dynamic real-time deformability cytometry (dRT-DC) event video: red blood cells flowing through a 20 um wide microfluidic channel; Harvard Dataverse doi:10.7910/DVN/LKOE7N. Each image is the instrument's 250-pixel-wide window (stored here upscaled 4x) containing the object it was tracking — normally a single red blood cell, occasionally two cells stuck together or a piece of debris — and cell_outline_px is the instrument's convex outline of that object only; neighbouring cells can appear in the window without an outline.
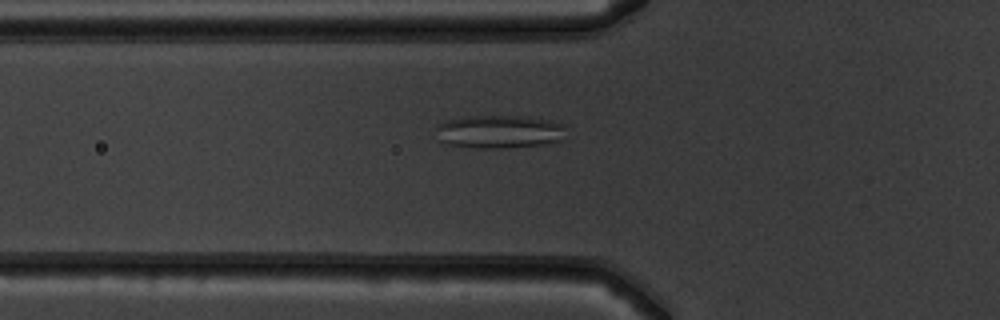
{"species": "common noctule bat (a hibernating species)", "species_latin": "Nyctalus noctula", "temperature_condition": "warm", "stored_images_in_passage": 53, "camera_frame_rate_fps": 3000, "um_per_image_px": 0.085, "animal": {"sex": "male", "body_mass_g": 19.5, "forearm_length_mm": 54.6}, "frame": {"image": 1, "passage_image": 20, "time_ms": 6.333, "image_size_px": [1000, 320], "cell_outline_px": [[568, 140], [540, 144], [500, 148], [480, 148], [448, 144], [440, 140], [436, 128], [444, 120], [464, 116], [528, 116], [552, 120], [568, 124]], "centroid_in_image_um": [42.59, 11.17], "position_along_channel_um": 83.2, "area_um2": 25.72}}
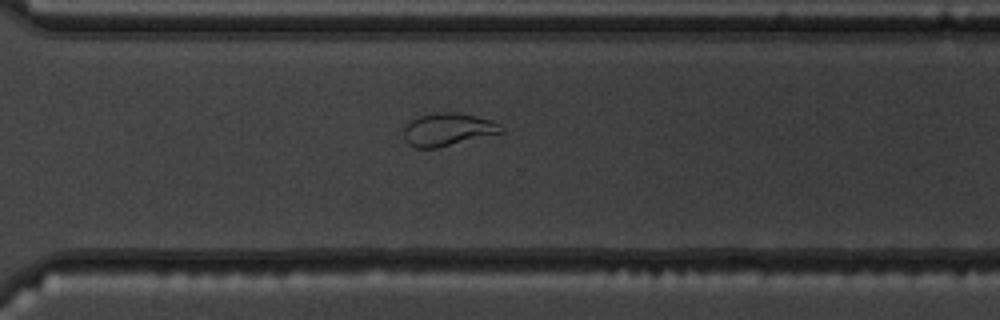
{"frame": {"image": 2, "passage_image": 39, "time_ms": 12.667, "image_size_px": [1000, 320], "cell_outline_px": [[504, 132], [436, 148], [416, 148], [408, 144], [404, 140], [404, 124], [408, 120], [416, 116], [436, 112], [456, 112], [476, 116], [492, 120], [500, 124], [504, 128]], "centroid_in_image_um": [38.02, 10.99], "position_along_channel_um": 332.6, "area_um2": 18.9}}
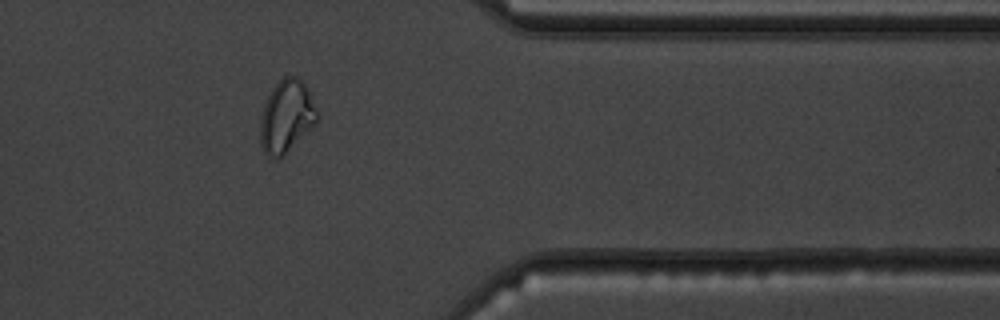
{"frame": {"image": 3, "passage_image": 44, "time_ms": 14.333, "image_size_px": [1000, 320], "cell_outline_px": [[316, 120], [284, 156], [276, 160], [268, 156], [264, 152], [260, 144], [260, 120], [264, 104], [272, 88], [284, 76], [296, 76], [304, 80], [308, 88], [316, 108]], "centroid_in_image_um": [24.31, 9.88], "position_along_channel_um": 387.1, "area_um2": 23.81}, "authors_computed_cell_mechanics": {"area_um2": 25.721, "velocity_mm_per_s": 3.934, "shape_relaxation_time_tau1_ms": null, "shape_relaxation_time_tau2_ms": 2.2392, "deformation_change_tau1": null, "deformation_change_tau2": 0.0823}}